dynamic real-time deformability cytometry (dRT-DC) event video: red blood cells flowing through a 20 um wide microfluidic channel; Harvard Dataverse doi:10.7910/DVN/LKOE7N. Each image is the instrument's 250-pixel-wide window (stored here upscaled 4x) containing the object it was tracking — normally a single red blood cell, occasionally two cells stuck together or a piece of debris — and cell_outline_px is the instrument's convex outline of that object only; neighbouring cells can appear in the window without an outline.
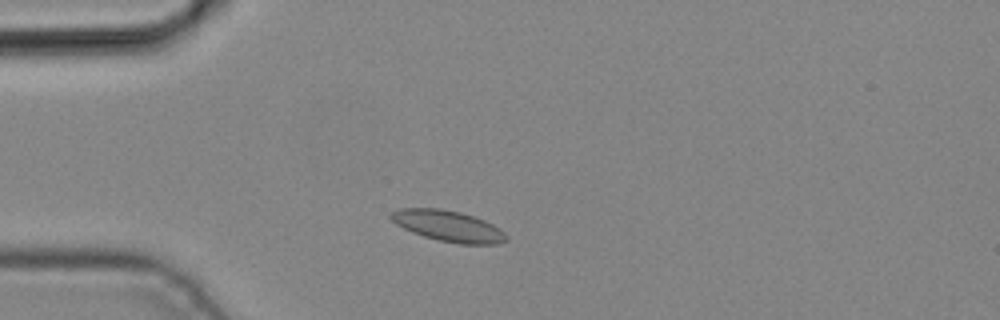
{"species": "common noctule bat (a hibernating species)", "species_latin": "Nyctalus noctula", "temperature_condition": "cold", "stored_images_in_passage": 3, "camera_frame_rate_fps": 3000, "um_per_image_px": 0.085, "animal": {"sex": "male", "body_mass_g": 19.2, "forearm_length_mm": 51.8}, "frame": {"image": 1, "passage_image": 3, "time_ms": 0.667, "image_size_px": [1000, 320], "cell_outline_px": [[508, 240], [500, 244], [460, 244], [440, 240], [424, 236], [412, 232], [396, 224], [388, 216], [396, 208], [440, 208], [460, 212], [484, 220], [500, 228], [508, 236]], "centroid_in_image_um": [38.11, 19.21], "position_along_channel_um": 46.9, "area_um2": 20.87}}